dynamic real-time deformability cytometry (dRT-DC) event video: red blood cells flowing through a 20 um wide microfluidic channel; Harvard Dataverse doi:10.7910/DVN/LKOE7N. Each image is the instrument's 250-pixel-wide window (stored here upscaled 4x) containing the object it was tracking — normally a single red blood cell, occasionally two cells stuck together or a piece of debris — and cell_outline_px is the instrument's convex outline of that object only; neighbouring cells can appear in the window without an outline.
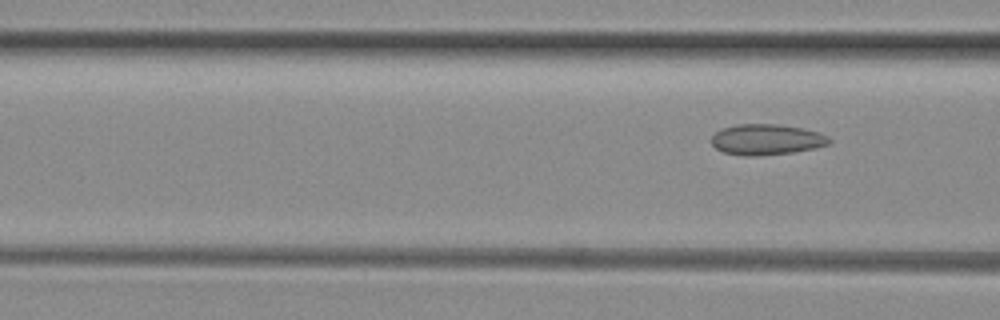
{"species": "common noctule bat (a hibernating species)", "species_latin": "Nyctalus noctula", "temperature_condition": "room temperature", "stored_images_in_passage": 7, "segment_of_instrument_passage": [2, 2], "camera_frame_rate_fps": 3000, "um_per_image_px": 0.085, "animal": {"sex": "female", "body_mass_g": 29.2, "forearm_length_mm": 56.3}, "frame": {"image": 1, "passage_image": 7, "time_ms": 2.0, "image_size_px": [1000, 320], "cell_outline_px": [[832, 140], [828, 144], [816, 148], [792, 152], [760, 156], [744, 156], [724, 152], [716, 148], [712, 144], [712, 136], [716, 132], [724, 128], [736, 124], [776, 124], [800, 128], [820, 132], [828, 136]], "centroid_in_image_um": [65.17, 11.86], "position_along_channel_um": 101.4, "area_um2": 21.04}}